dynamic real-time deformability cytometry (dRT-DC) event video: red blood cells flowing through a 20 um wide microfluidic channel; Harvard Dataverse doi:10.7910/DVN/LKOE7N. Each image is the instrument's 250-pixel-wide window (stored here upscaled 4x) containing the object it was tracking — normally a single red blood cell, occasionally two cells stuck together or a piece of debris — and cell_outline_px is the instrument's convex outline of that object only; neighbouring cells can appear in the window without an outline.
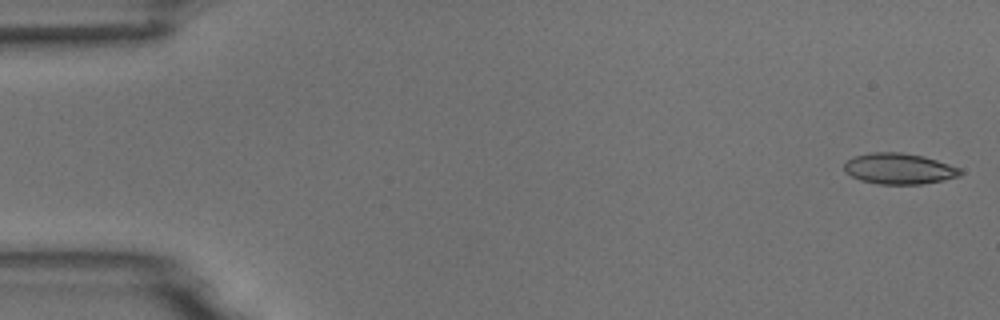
{"species": "common noctule bat (a hibernating species)", "species_latin": "Nyctalus noctula", "temperature_condition": "room temperature", "stored_images_in_passage": 54, "camera_frame_rate_fps": 3000, "um_per_image_px": 0.085, "animal": {"sex": "male", "body_mass_g": 18.8}, "frame": {"image": 1, "passage_image": 1, "time_ms": 0.0, "image_size_px": [1000, 320], "cell_outline_px": [[964, 172], [960, 176], [944, 180], [920, 184], [876, 184], [860, 180], [844, 172], [844, 164], [848, 160], [856, 156], [872, 152], [900, 152], [924, 156], [960, 168]], "centroid_in_image_um": [76.43, 14.34], "position_along_channel_um": 8.6, "area_um2": 20.92}}
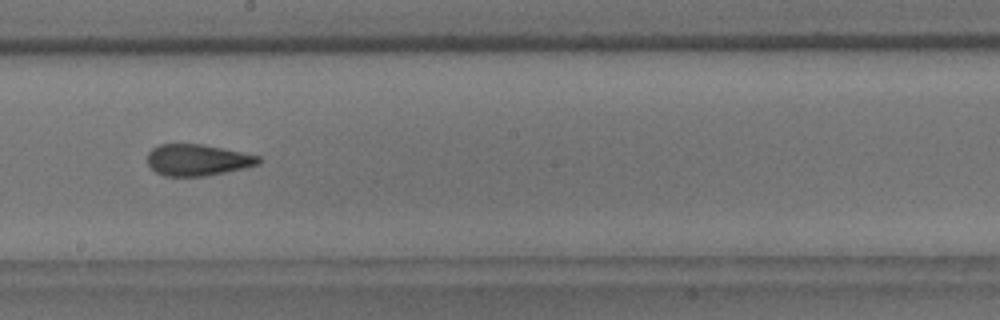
{"frame": {"image": 2, "passage_image": 30, "time_ms": 9.667, "image_size_px": [1000, 320], "cell_outline_px": [[264, 160], [260, 164], [244, 168], [204, 176], [164, 176], [156, 172], [148, 164], [148, 152], [152, 148], [160, 144], [204, 144], [260, 156]], "centroid_in_image_um": [16.81, 13.59], "position_along_channel_um": 231.4, "area_um2": 20.4}}
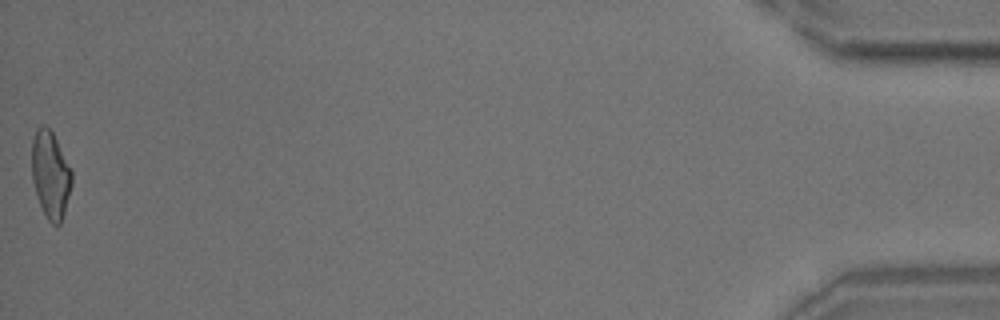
{"frame": {"image": 3, "passage_image": 54, "time_ms": 17.667, "image_size_px": [1000, 320], "cell_outline_px": [[72, 184], [64, 212], [60, 224], [52, 224], [48, 220], [40, 204], [32, 180], [32, 140], [36, 128], [40, 124], [44, 124], [52, 132], [72, 172]], "centroid_in_image_um": [4.28, 14.82], "position_along_channel_um": 430.9, "area_um2": 20.0}, "authors_computed_cell_mechanics": {"area_um2": 20.7213, "velocity_mm_per_s": 3.7055, "shape_relaxation_time_tau1_ms": 5.432, "shape_relaxation_time_tau2_ms": 1.8393, "deformation_change_tau1": 0.162, "deformation_change_tau2": 0.1014}}